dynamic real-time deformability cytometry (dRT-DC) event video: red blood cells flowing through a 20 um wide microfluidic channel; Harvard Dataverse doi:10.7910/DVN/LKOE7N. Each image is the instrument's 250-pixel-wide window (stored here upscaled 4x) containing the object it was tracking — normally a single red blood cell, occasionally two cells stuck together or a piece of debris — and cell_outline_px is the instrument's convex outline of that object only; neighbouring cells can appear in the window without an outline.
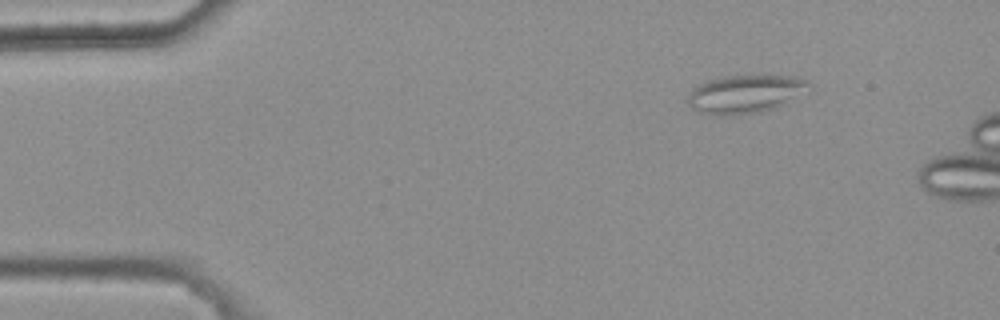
{"species": "common noctule bat (a hibernating species)", "species_latin": "Nyctalus noctula", "temperature_condition": "warm", "stored_images_in_passage": 4, "camera_frame_rate_fps": 3000, "um_per_image_px": 0.085, "animal": {"sex": "female", "body_mass_g": 25.1}, "frame": {"image": 1, "passage_image": 1, "time_ms": 0.0, "image_size_px": [1000, 320], "cell_outline_px": [[812, 84], [784, 104], [776, 108], [760, 112], [712, 116], [700, 112], [692, 108], [688, 104], [688, 96], [700, 84], [708, 80], [724, 76], [796, 76]], "centroid_in_image_um": [63.31, 8.0], "position_along_channel_um": 21.7, "area_um2": 26.36}}